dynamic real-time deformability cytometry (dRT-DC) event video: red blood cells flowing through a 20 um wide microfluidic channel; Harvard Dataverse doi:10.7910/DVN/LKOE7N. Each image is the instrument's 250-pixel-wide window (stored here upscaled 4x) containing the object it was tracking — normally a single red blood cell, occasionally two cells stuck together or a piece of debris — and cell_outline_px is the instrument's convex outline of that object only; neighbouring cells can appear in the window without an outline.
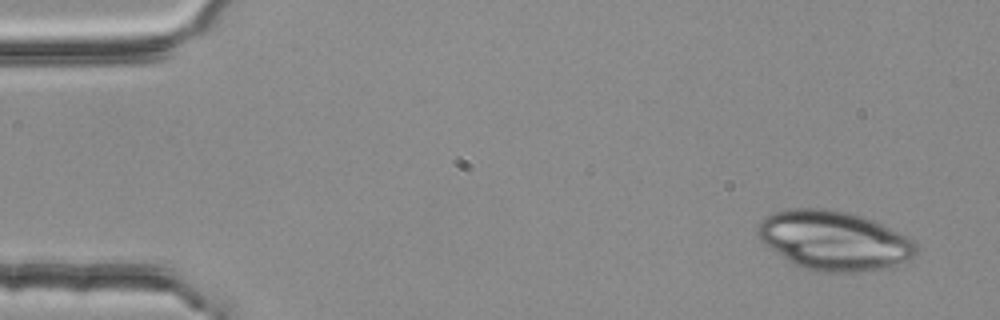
{"species": "common noctule bat (a hibernating species)", "species_latin": "Nyctalus noctula", "temperature_condition": "room temperature", "stored_images_in_passage": 5, "segment_of_instrument_passage": [1, 2], "camera_frame_rate_fps": 3000, "um_per_image_px": 0.085, "animal": {"sex": "female", "body_mass_g": 25.1}, "frame": {"image": 1, "passage_image": 1, "time_ms": 0.0, "image_size_px": [1000, 320], "cell_outline_px": [[916, 252], [912, 256], [892, 268], [860, 272], [816, 272], [804, 268], [788, 260], [764, 244], [760, 240], [756, 232], [764, 216], [788, 208], [824, 208], [848, 212], [872, 220], [908, 236], [916, 244]], "centroid_in_image_um": [70.88, 20.45], "position_along_channel_um": 14.1, "area_um2": 54.68}}